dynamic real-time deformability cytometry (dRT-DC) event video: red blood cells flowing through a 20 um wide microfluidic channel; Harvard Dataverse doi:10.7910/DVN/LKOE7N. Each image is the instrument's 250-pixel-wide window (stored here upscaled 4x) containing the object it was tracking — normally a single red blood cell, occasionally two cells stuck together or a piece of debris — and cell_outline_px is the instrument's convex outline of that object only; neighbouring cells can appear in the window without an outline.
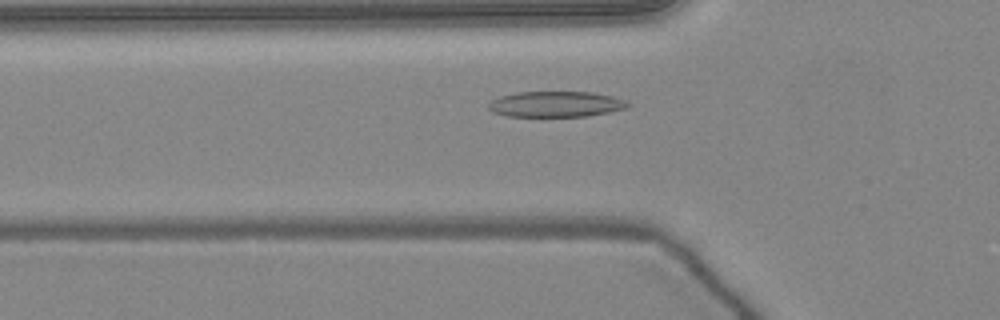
{"species": "common noctule bat (a hibernating species)", "species_latin": "Nyctalus noctula", "temperature_condition": "warm", "stored_images_in_passage": 48, "camera_frame_rate_fps": 3000, "um_per_image_px": 0.085, "animal": {"sex": "female", "body_mass_g": 24.6, "forearm_length_mm": 56.2}, "frame": {"image": 1, "passage_image": 14, "time_ms": 4.333, "image_size_px": [1000, 320], "cell_outline_px": [[632, 104], [628, 108], [588, 116], [508, 116], [496, 112], [488, 108], [488, 104], [492, 100], [500, 96], [516, 92], [592, 92], [612, 96], [624, 100]], "centroid_in_image_um": [47.28, 8.85], "position_along_channel_um": 78.5, "area_um2": 20.75}}
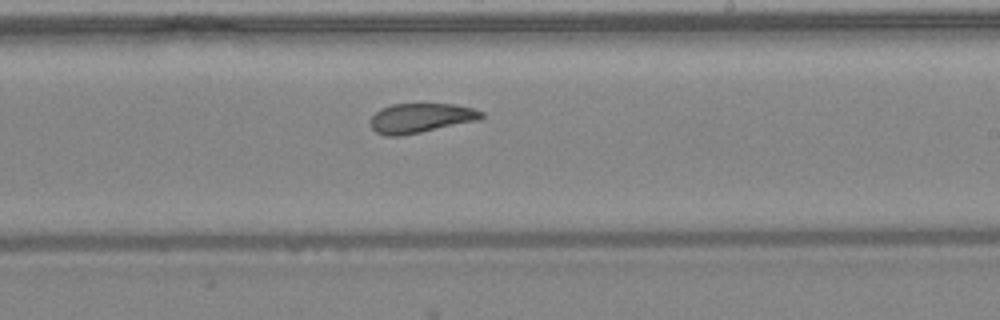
{"frame": {"image": 2, "passage_image": 27, "time_ms": 8.667, "image_size_px": [1000, 320], "cell_outline_px": [[484, 116], [480, 120], [400, 136], [384, 136], [376, 132], [372, 128], [368, 120], [380, 108], [392, 104], [452, 104], [472, 108], [484, 112]], "centroid_in_image_um": [35.74, 10.03], "position_along_channel_um": 253.3, "area_um2": 19.19}}
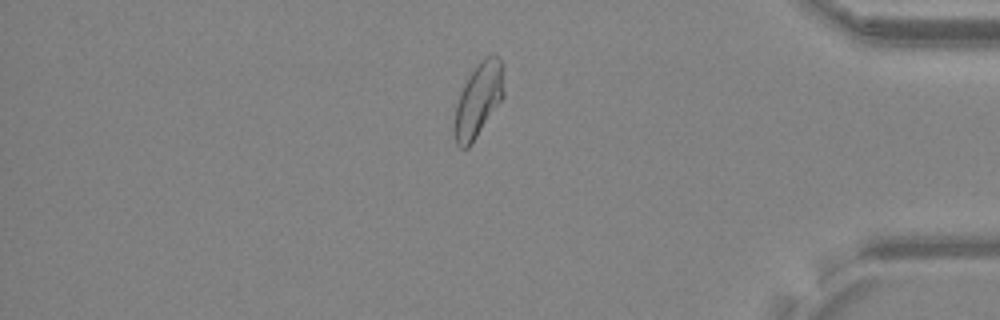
{"frame": {"image": 3, "passage_image": 40, "time_ms": 13.0, "image_size_px": [1000, 320], "cell_outline_px": [[504, 96], [472, 144], [468, 148], [460, 148], [456, 144], [452, 132], [452, 128], [456, 104], [460, 92], [464, 84], [480, 60], [484, 56], [496, 56], [500, 60], [504, 92]], "centroid_in_image_um": [40.61, 8.57], "position_along_channel_um": 394.6, "area_um2": 21.27}, "authors_computed_cell_mechanics": {"area_um2": 20.9814, "velocity_mm_per_s": 4.0115, "shape_relaxation_time_tau1_ms": 6.4728, "shape_relaxation_time_tau2_ms": 2.2351, "deformation_change_tau1": 0.1905, "deformation_change_tau2": 0.0979}}